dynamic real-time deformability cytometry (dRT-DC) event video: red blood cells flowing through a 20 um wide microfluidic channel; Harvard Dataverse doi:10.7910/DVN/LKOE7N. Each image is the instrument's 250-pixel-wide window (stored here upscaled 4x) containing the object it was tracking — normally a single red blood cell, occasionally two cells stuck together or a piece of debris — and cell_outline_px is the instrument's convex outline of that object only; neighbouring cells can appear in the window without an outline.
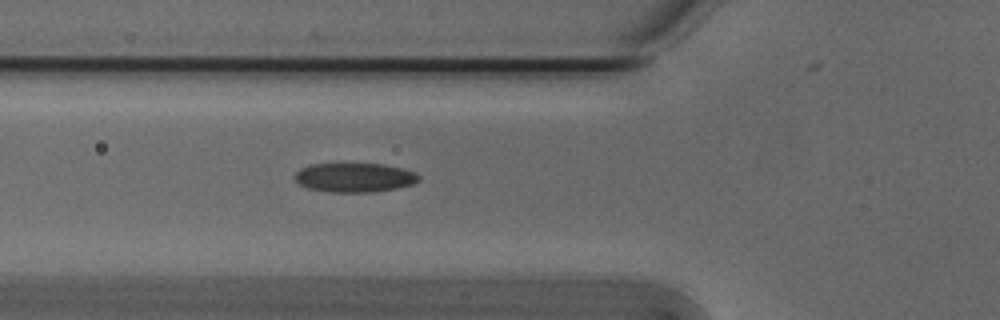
{"species": "Egyptian fruit bat (a non-hibernating species)", "species_latin": "Rousettus aegyptiacus", "temperature_condition": "cold", "stored_images_in_passage": 43, "camera_frame_rate_fps": 3000, "um_per_image_px": 0.085, "animal": {"sex": "male"}, "frame": {"image": 1, "passage_image": 10, "time_ms": 3.0, "image_size_px": [1000, 320], "cell_outline_px": [[420, 180], [412, 184], [396, 188], [372, 192], [332, 192], [308, 188], [300, 184], [296, 180], [296, 172], [300, 168], [308, 164], [384, 164], [404, 168], [416, 172], [420, 176]], "centroid_in_image_um": [30.17, 15.08], "position_along_channel_um": 95.6, "area_um2": 21.1}}
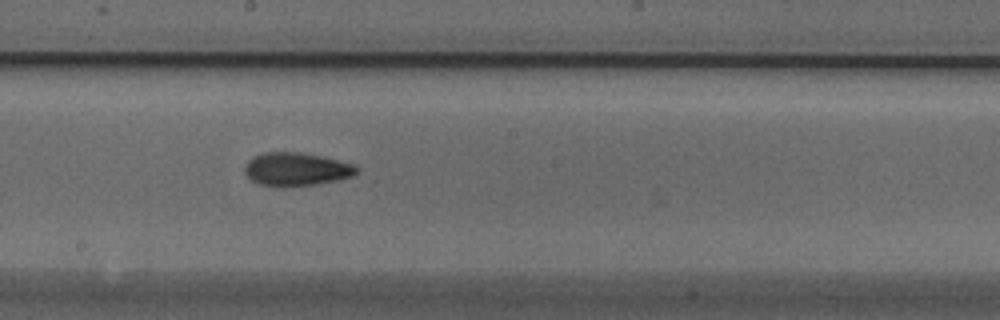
{"frame": {"image": 2, "passage_image": 20, "time_ms": 6.333, "image_size_px": [1000, 320], "cell_outline_px": [[360, 172], [352, 176], [340, 180], [312, 184], [260, 184], [252, 180], [244, 172], [244, 164], [252, 156], [260, 152], [300, 152], [324, 156], [356, 164], [360, 168]], "centroid_in_image_um": [25.25, 14.32], "position_along_channel_um": 223.0, "area_um2": 21.56}}
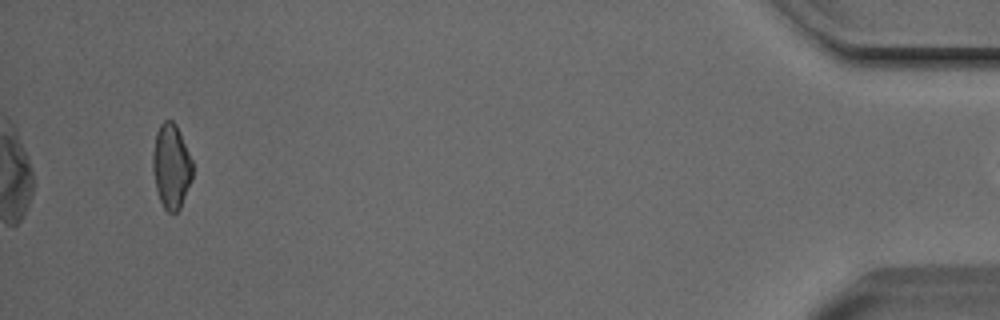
{"frame": {"image": 3, "passage_image": 42, "time_ms": 13.667, "image_size_px": [1000, 320], "cell_outline_px": [[192, 180], [180, 208], [176, 212], [168, 212], [164, 208], [160, 200], [156, 188], [152, 168], [152, 156], [156, 132], [160, 124], [164, 120], [172, 120], [176, 124], [192, 160]], "centroid_in_image_um": [14.55, 14.13], "position_along_channel_um": 420.7, "area_um2": 19.59}}